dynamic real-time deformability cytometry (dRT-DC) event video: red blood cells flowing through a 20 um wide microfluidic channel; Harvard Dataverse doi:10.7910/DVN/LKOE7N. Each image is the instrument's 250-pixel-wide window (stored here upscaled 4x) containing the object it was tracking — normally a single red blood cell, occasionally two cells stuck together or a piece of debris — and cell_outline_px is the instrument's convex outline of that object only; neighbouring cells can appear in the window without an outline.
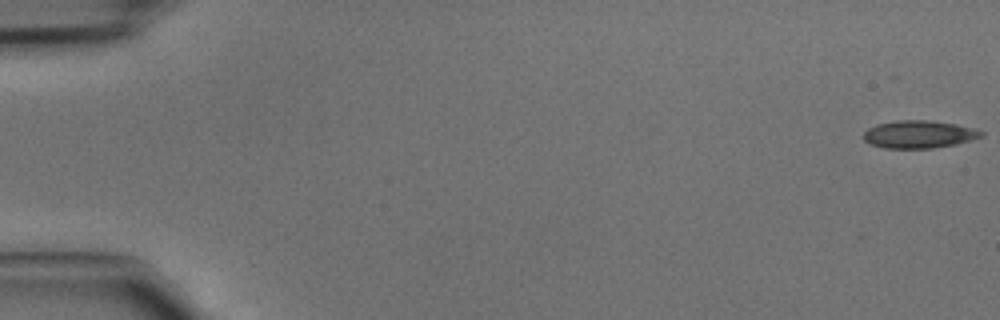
{"species": "common noctule bat (a hibernating species)", "species_latin": "Nyctalus noctula", "temperature_condition": "cold", "stored_images_in_passage": 46, "camera_frame_rate_fps": 3000, "um_per_image_px": 0.085, "animal": {"sex": "male", "body_mass_g": 15.6}, "frame": {"image": 1, "passage_image": 1, "time_ms": 0.0, "image_size_px": [1000, 320], "cell_outline_px": [[984, 136], [972, 140], [956, 144], [932, 148], [884, 148], [872, 144], [864, 140], [860, 136], [868, 128], [876, 124], [896, 120], [928, 120], [956, 124], [972, 128], [984, 132]], "centroid_in_image_um": [78.09, 11.41], "position_along_channel_um": 6.9, "area_um2": 19.07}}
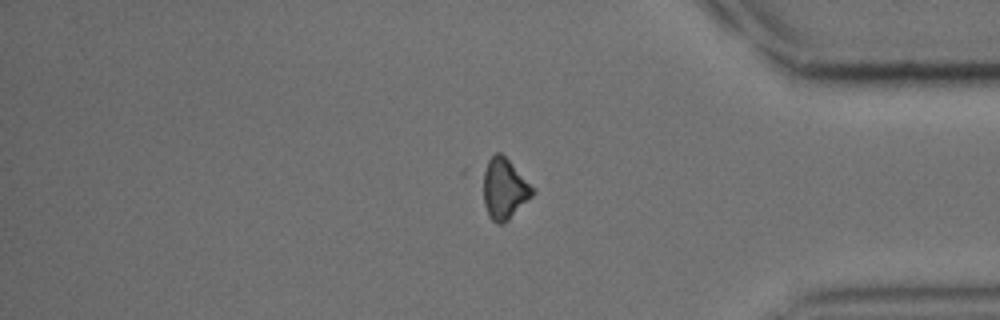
{"frame": {"image": 2, "passage_image": 39, "time_ms": 12.667, "image_size_px": [1000, 320], "cell_outline_px": [[536, 192], [504, 224], [496, 224], [488, 216], [484, 204], [480, 172], [488, 160], [496, 152], [500, 152], [536, 188]], "centroid_in_image_um": [42.83, 16.04], "position_along_channel_um": 392.4, "area_um2": 18.03}}
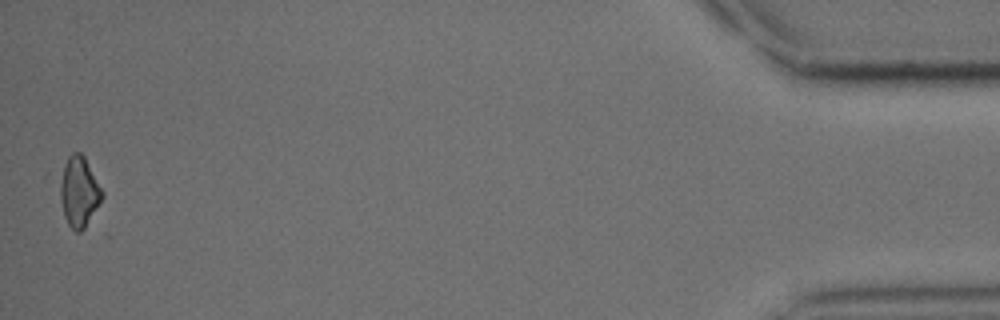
{"frame": {"image": 3, "passage_image": 46, "time_ms": 15.0, "image_size_px": [1000, 320], "cell_outline_px": [[104, 196], [84, 228], [80, 232], [76, 232], [68, 224], [64, 216], [60, 200], [56, 176], [68, 156], [72, 152], [80, 152], [84, 156], [104, 192]], "centroid_in_image_um": [6.66, 16.24], "position_along_channel_um": 428.5, "area_um2": 17.74}}